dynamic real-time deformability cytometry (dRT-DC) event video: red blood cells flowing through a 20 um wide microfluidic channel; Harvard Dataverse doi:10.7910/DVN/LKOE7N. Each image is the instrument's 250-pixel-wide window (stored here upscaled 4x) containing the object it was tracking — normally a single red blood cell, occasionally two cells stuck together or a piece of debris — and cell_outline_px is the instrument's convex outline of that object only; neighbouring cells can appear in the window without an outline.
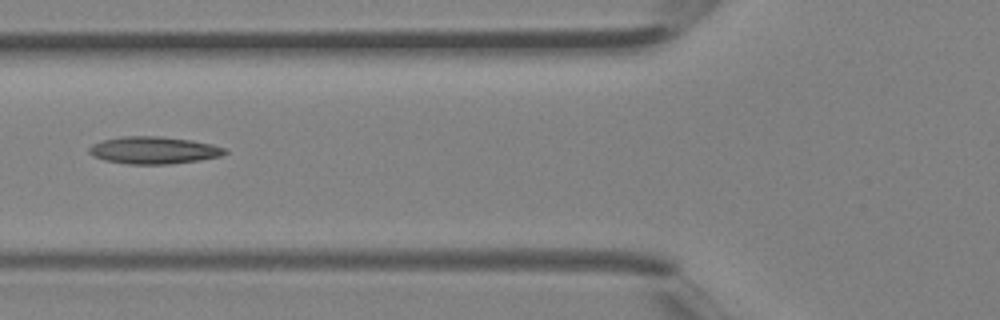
{"species": "Egyptian fruit bat (a non-hibernating species)", "species_latin": "Rousettus aegyptiacus", "temperature_condition": "room temperature", "stored_images_in_passage": 5, "camera_frame_rate_fps": 3000, "um_per_image_px": 0.085, "animal": {"sex": "female"}, "frame": {"image": 1, "passage_image": 5, "time_ms": 1.333, "image_size_px": [1000, 320], "cell_outline_px": [[228, 152], [220, 156], [200, 160], [168, 164], [128, 164], [104, 160], [92, 156], [88, 152], [88, 148], [92, 144], [104, 140], [120, 136], [160, 136], [192, 140], [212, 144], [228, 148]], "centroid_in_image_um": [13.07, 12.76], "position_along_channel_um": 112.7, "area_um2": 21.73}}